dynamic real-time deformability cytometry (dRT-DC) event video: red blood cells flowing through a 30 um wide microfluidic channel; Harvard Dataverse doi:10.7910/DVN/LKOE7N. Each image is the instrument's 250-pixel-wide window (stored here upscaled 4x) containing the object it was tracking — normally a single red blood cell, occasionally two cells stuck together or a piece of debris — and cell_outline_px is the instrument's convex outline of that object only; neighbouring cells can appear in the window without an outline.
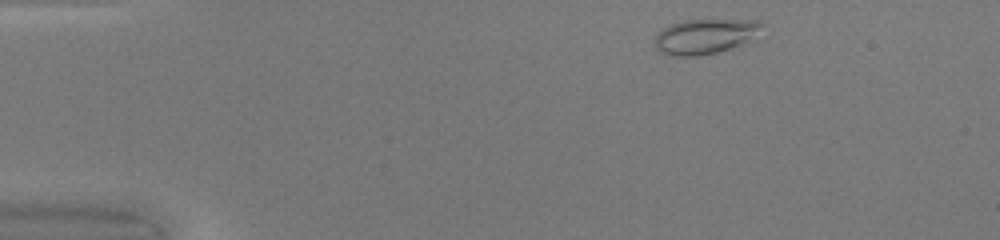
{"species": "common noctule bat (a hibernating species)", "species_latin": "Nyctalus noctula", "temperature_condition": "warm", "stored_images_in_passage": 42, "camera_frame_rate_fps": 3000, "um_per_image_px": 0.085, "animal": {"sex": "female", "body_mass_g": 20.0, "forearm_length_mm": 54.0}, "frame": {"image": 1, "passage_image": 3, "time_ms": 0.667, "image_size_px": [1000, 240], "cell_outline_px": [[764, 24], [740, 44], [716, 52], [696, 56], [668, 56], [660, 52], [656, 48], [656, 36], [668, 24], [684, 20], [760, 20]], "centroid_in_image_um": [59.82, 3.08], "position_along_channel_um": 25.2, "area_um2": 21.15}}
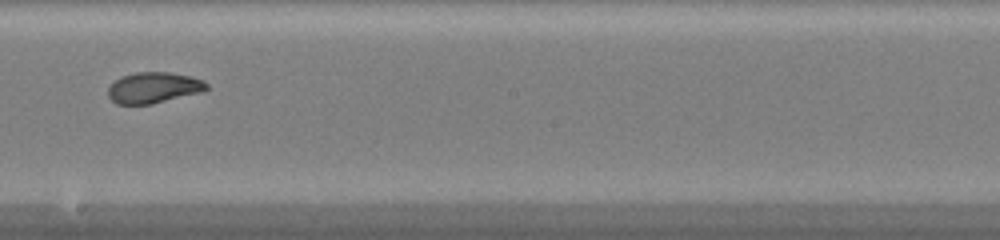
{"frame": {"image": 2, "passage_image": 24, "time_ms": 7.667, "image_size_px": [1000, 240], "cell_outline_px": [[208, 88], [204, 92], [152, 104], [116, 104], [108, 96], [108, 88], [120, 76], [136, 72], [172, 72], [192, 76], [204, 80], [208, 84]], "centroid_in_image_um": [13.1, 7.45], "position_along_channel_um": 235.1, "area_um2": 18.03}}
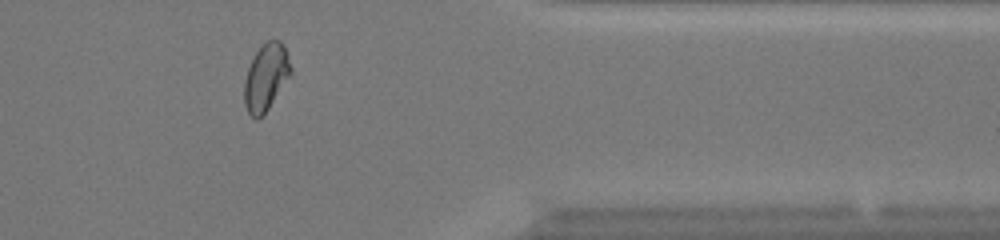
{"frame": {"image": 3, "passage_image": 36, "time_ms": 11.667, "image_size_px": [1000, 240], "cell_outline_px": [[292, 76], [264, 116], [256, 120], [248, 112], [244, 104], [244, 80], [248, 68], [256, 52], [268, 40], [280, 40], [288, 52], [292, 68]], "centroid_in_image_um": [22.65, 6.61], "position_along_channel_um": 388.8, "area_um2": 18.61}}